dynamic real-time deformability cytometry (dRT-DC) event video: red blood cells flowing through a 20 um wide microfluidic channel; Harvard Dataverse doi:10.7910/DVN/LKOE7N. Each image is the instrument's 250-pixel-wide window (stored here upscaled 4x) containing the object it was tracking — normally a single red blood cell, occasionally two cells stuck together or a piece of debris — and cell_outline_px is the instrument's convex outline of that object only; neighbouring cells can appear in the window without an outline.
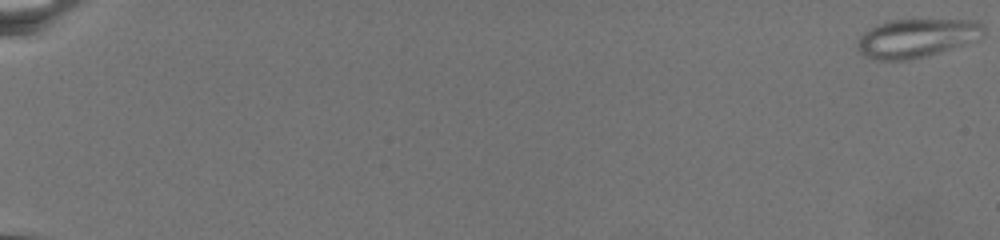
{"species": "common noctule bat (a hibernating species)", "species_latin": "Nyctalus noctula", "temperature_condition": "warm", "stored_images_in_passage": 78, "camera_frame_rate_fps": 3000, "um_per_image_px": 0.085, "animal": {"sex": "female", "body_mass_g": 19.5, "forearm_length_mm": 54.1}, "frame": {"image": 1, "passage_image": 1, "time_ms": 0.0, "image_size_px": [1000, 240], "cell_outline_px": [[984, 36], [980, 40], [940, 52], [908, 60], [876, 60], [860, 52], [856, 48], [856, 40], [864, 32], [888, 20], [976, 20], [984, 28]], "centroid_in_image_um": [77.94, 3.24], "position_along_channel_um": 7.1, "area_um2": 28.44}}
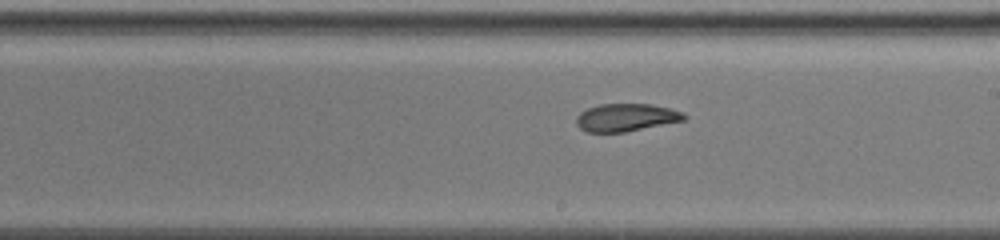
{"frame": {"image": 2, "passage_image": 49, "time_ms": 16.0, "image_size_px": [1000, 240], "cell_outline_px": [[688, 116], [684, 120], [624, 132], [584, 132], [576, 124], [576, 116], [580, 112], [588, 108], [600, 104], [652, 104], [684, 112]], "centroid_in_image_um": [53.2, 9.98], "position_along_channel_um": 235.8, "area_um2": 17.4}}
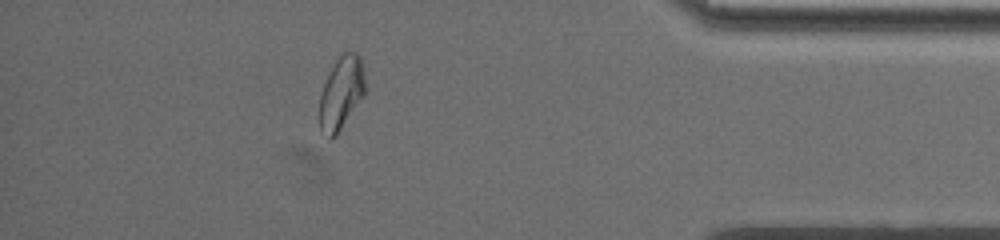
{"frame": {"image": 3, "passage_image": 70, "time_ms": 23.0, "image_size_px": [1000, 240], "cell_outline_px": [[364, 96], [336, 136], [332, 140], [328, 140], [320, 132], [320, 96], [324, 84], [336, 60], [344, 52], [356, 52], [360, 56], [364, 72]], "centroid_in_image_um": [29.0, 7.96], "position_along_channel_um": 406.2, "area_um2": 19.36}}